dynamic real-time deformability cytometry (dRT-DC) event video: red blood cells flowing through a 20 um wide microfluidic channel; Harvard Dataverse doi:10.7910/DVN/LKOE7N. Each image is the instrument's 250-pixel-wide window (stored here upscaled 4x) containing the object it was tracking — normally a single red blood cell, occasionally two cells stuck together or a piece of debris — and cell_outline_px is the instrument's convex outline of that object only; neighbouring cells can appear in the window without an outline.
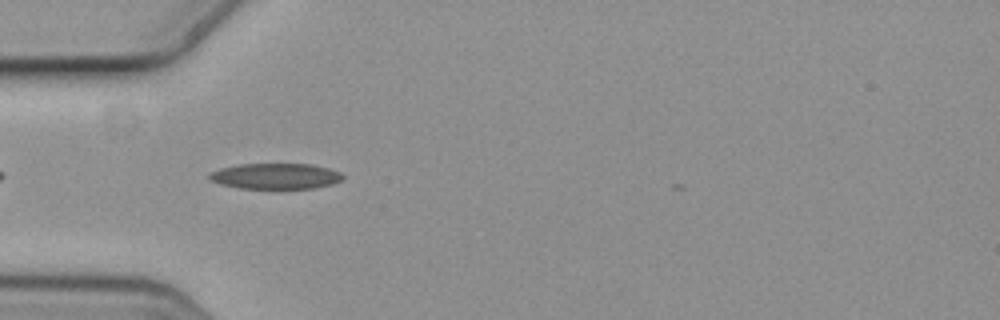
{"species": "common noctule bat (a hibernating species)", "species_latin": "Nyctalus noctula", "temperature_condition": "cold", "stored_images_in_passage": 6, "camera_frame_rate_fps": 3000, "um_per_image_px": 0.085, "animal": {"sex": "female", "body_mass_g": 19.3, "forearm_length_mm": 54.1}, "frame": {"image": 1, "passage_image": 6, "time_ms": 1.667, "image_size_px": [1000, 320], "cell_outline_px": [[344, 176], [340, 180], [332, 184], [316, 188], [240, 188], [220, 184], [212, 180], [208, 176], [208, 172], [220, 168], [240, 164], [312, 164], [328, 168], [340, 172]], "centroid_in_image_um": [23.41, 14.96], "position_along_channel_um": 61.6, "area_um2": 19.94}}